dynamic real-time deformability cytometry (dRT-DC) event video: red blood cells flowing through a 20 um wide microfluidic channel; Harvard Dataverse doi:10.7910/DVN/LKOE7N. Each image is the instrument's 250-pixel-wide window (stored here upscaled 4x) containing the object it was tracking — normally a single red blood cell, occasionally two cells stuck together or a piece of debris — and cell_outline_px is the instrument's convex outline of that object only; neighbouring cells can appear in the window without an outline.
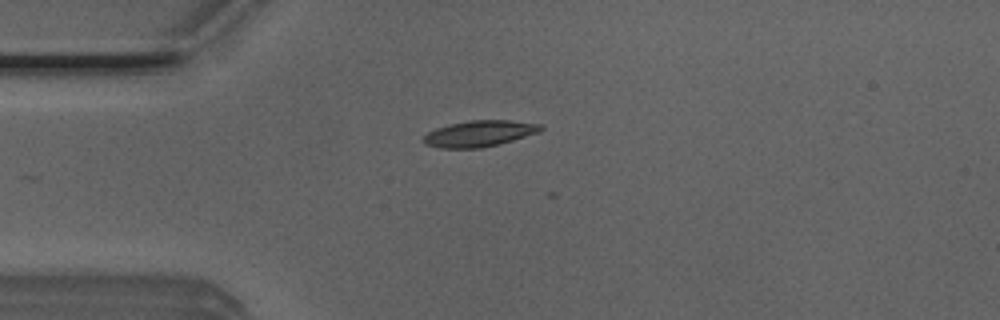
{"species": "Egyptian fruit bat (a non-hibernating species)", "species_latin": "Rousettus aegyptiacus", "temperature_condition": "room temperature", "stored_images_in_passage": 1, "camera_frame_rate_fps": 3000, "um_per_image_px": 0.085, "animal": {"sex": "male"}, "frame": {"image": 1, "passage_image": 1, "time_ms": 0.0, "image_size_px": [1000, 320], "cell_outline_px": [[544, 128], [540, 132], [500, 144], [480, 148], [440, 148], [424, 144], [420, 140], [428, 132], [436, 128], [448, 124], [468, 120], [508, 120], [540, 124]], "centroid_in_image_um": [40.72, 11.35], "position_along_channel_um": 44.3, "area_um2": 18.03}}